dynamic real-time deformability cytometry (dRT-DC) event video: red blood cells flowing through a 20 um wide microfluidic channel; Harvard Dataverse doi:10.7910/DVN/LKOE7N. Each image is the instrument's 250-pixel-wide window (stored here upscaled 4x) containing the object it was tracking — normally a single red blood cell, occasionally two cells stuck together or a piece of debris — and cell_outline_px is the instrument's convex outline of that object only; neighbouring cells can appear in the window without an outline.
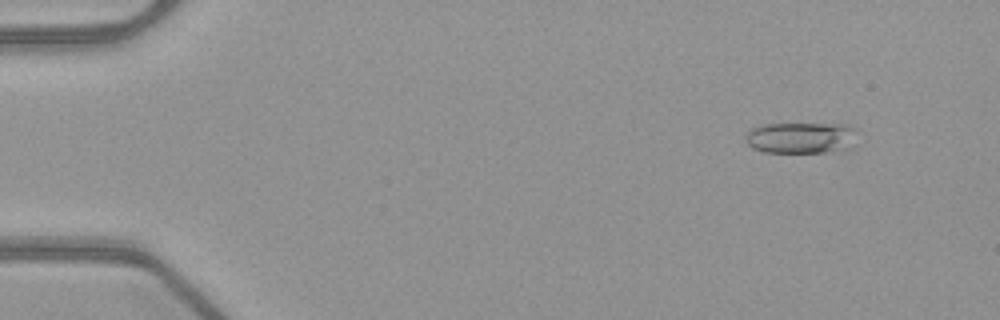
{"species": "common noctule bat (a hibernating species)", "species_latin": "Nyctalus noctula", "temperature_condition": "warm", "stored_images_in_passage": 13, "camera_frame_rate_fps": 3000, "um_per_image_px": 0.085, "animal": {"sex": "female", "body_mass_g": 21.9}, "frame": {"image": 1, "passage_image": 2, "time_ms": 0.333, "image_size_px": [1000, 320], "cell_outline_px": [[856, 148], [824, 152], [764, 152], [752, 148], [744, 140], [744, 136], [752, 128], [760, 124], [848, 124], [856, 128]], "centroid_in_image_um": [68.14, 11.71], "position_along_channel_um": 16.9, "area_um2": 20.87}}